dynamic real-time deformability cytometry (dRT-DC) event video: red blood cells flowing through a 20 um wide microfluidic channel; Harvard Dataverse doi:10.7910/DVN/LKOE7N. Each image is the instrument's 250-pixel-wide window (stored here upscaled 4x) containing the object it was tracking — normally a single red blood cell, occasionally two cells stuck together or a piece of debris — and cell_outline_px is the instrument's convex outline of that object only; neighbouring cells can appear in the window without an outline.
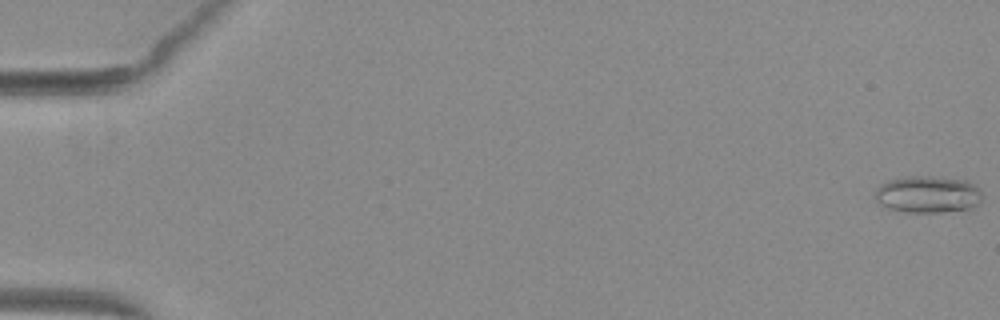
{"species": "common noctule bat (a hibernating species)", "species_latin": "Nyctalus noctula", "temperature_condition": "warm", "stored_images_in_passage": 52, "camera_frame_rate_fps": 3000, "um_per_image_px": 0.085, "animal": {"sex": "female", "body_mass_g": 29.2, "forearm_length_mm": 56.3}, "frame": {"image": 1, "passage_image": 1, "time_ms": 0.0, "image_size_px": [1000, 320], "cell_outline_px": [[980, 204], [972, 208], [940, 212], [908, 212], [888, 208], [880, 204], [876, 200], [876, 188], [880, 184], [888, 180], [908, 176], [932, 176], [968, 180], [976, 184], [980, 188]], "centroid_in_image_um": [78.89, 16.51], "position_along_channel_um": 6.1, "area_um2": 23.24}}
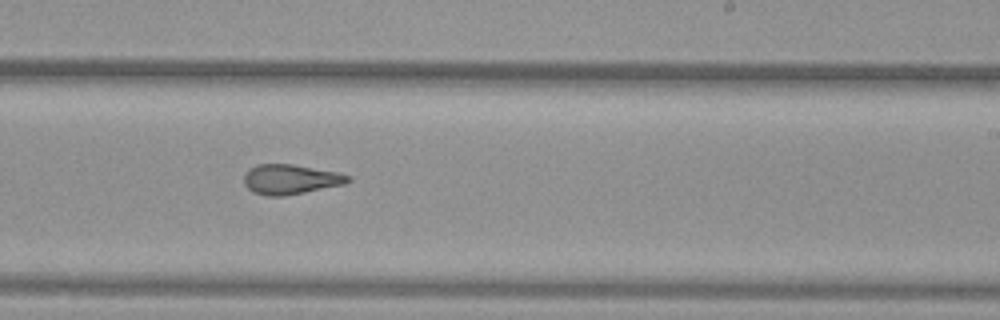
{"frame": {"image": 2, "passage_image": 34, "time_ms": 11.0, "image_size_px": [1000, 320], "cell_outline_px": [[352, 180], [344, 184], [284, 196], [268, 196], [252, 192], [244, 184], [244, 176], [248, 168], [256, 164], [292, 164], [340, 172], [352, 176]], "centroid_in_image_um": [24.7, 15.23], "position_along_channel_um": 264.3, "area_um2": 18.26}}
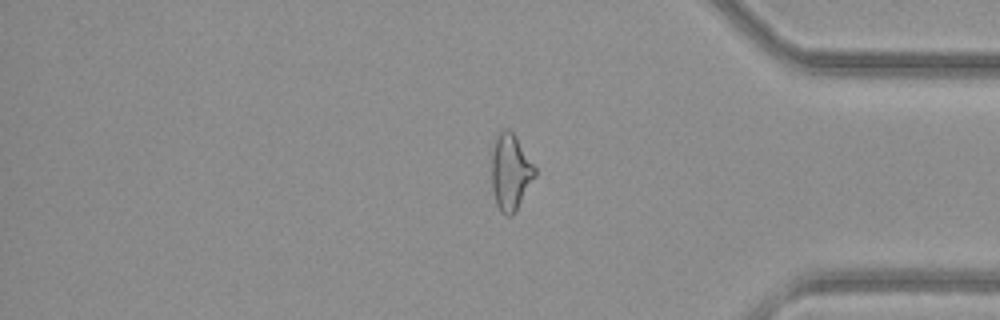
{"frame": {"image": 3, "passage_image": 45, "time_ms": 14.667, "image_size_px": [1000, 320], "cell_outline_px": [[536, 176], [516, 212], [512, 216], [504, 216], [500, 212], [496, 204], [492, 188], [492, 152], [496, 136], [504, 128], [508, 128], [516, 136], [536, 168]], "centroid_in_image_um": [43.4, 14.66], "position_along_channel_um": 391.8, "area_um2": 19.48}}